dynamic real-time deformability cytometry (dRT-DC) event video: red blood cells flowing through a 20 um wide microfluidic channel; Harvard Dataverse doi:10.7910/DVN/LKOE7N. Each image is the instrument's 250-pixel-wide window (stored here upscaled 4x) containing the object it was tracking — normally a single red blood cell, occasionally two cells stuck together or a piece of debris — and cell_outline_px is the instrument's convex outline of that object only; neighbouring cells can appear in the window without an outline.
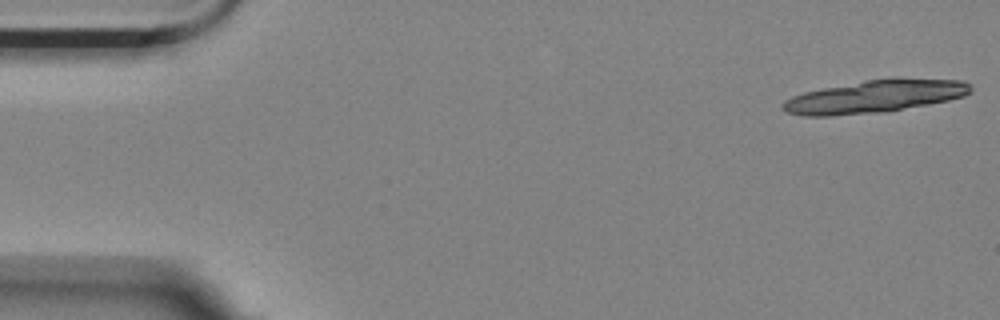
{"species": "Egyptian fruit bat (a non-hibernating species)", "species_latin": "Rousettus aegyptiacus", "temperature_condition": "room temperature", "stored_images_in_passage": 18, "camera_frame_rate_fps": 3000, "um_per_image_px": 0.085, "animal": {"sex": "female"}, "frame": {"image": 1, "passage_image": 1, "time_ms": 0.0, "image_size_px": [1000, 320], "cell_outline_px": [[972, 92], [964, 96], [948, 100], [888, 112], [832, 116], [804, 116], [788, 112], [780, 108], [780, 104], [784, 100], [792, 96], [804, 92], [864, 80], [892, 76], [964, 80], [972, 88]], "centroid_in_image_um": [74.39, 8.18], "position_along_channel_um": 10.6, "area_um2": 36.59}}